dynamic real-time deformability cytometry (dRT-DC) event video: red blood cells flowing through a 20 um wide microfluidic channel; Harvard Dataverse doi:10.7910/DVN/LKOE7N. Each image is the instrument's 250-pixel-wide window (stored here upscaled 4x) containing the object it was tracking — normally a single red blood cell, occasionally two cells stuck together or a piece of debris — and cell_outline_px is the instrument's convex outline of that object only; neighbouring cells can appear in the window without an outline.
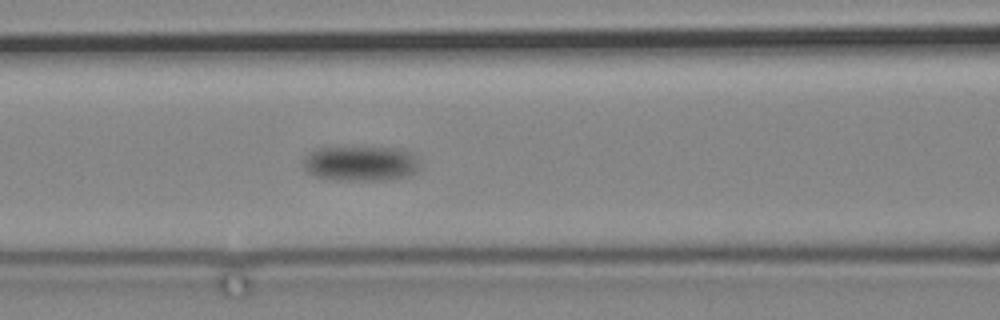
{"species": "common noctule bat (a hibernating species)", "species_latin": "Nyctalus noctula", "temperature_condition": "cold", "stored_images_in_passage": 15, "camera_frame_rate_fps": 3000, "um_per_image_px": 0.085, "animal": {"sex": "male", "body_mass_g": 19.2, "forearm_length_mm": 51.8}, "frame": {"image": 1, "passage_image": 15, "time_ms": 17.333, "image_size_px": [1000, 320], "cell_outline_px": [[416, 168], [408, 176], [380, 180], [336, 180], [316, 176], [308, 172], [304, 168], [300, 160], [308, 152], [316, 148], [392, 148], [412, 152], [416, 160]], "centroid_in_image_um": [30.54, 13.89], "position_along_channel_um": 136.1, "area_um2": 23.47}}